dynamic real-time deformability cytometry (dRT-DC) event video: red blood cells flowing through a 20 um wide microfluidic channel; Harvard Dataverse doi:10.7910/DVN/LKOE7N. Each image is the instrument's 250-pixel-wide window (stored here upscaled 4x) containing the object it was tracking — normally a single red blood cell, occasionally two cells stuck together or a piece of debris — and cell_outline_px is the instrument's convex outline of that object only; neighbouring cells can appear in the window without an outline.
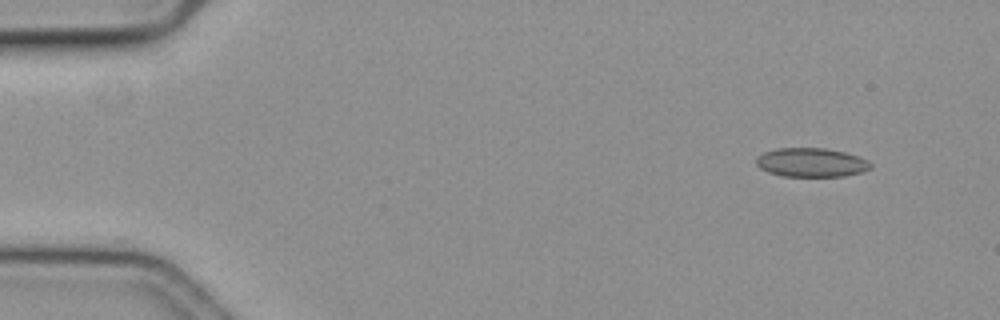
{"species": "common noctule bat (a hibernating species)", "species_latin": "Nyctalus noctula", "temperature_condition": "cold", "stored_images_in_passage": 53, "camera_frame_rate_fps": 3000, "um_per_image_px": 0.085, "animal": {"sex": "female", "body_mass_g": 19.3, "forearm_length_mm": 54.1}, "frame": {"image": 1, "passage_image": 1, "time_ms": 0.0, "image_size_px": [1000, 320], "cell_outline_px": [[872, 168], [860, 172], [844, 176], [784, 176], [768, 172], [760, 168], [756, 164], [756, 156], [764, 152], [776, 148], [824, 148], [844, 152], [868, 160], [872, 164]], "centroid_in_image_um": [68.94, 13.81], "position_along_channel_um": 16.1, "area_um2": 19.25}}
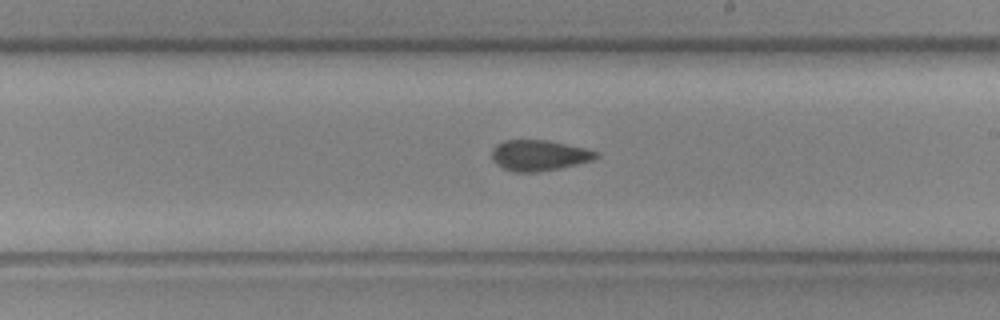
{"frame": {"image": 2, "passage_image": 29, "time_ms": 9.333, "image_size_px": [1000, 320], "cell_outline_px": [[600, 156], [592, 160], [560, 168], [536, 172], [516, 172], [504, 168], [496, 164], [492, 160], [492, 148], [496, 144], [504, 140], [548, 140], [584, 148], [596, 152]], "centroid_in_image_um": [45.78, 13.2], "position_along_channel_um": 243.2, "area_um2": 18.55}}
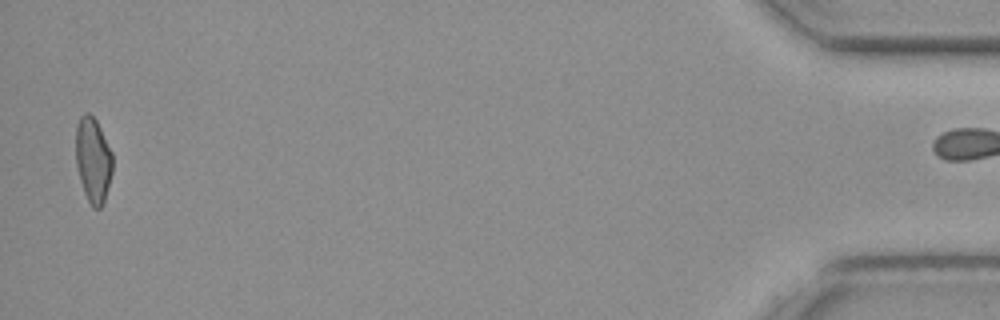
{"frame": {"image": 3, "passage_image": 52, "time_ms": 17.0, "image_size_px": [1000, 320], "cell_outline_px": [[112, 172], [104, 204], [100, 208], [92, 208], [84, 192], [80, 180], [76, 164], [76, 128], [80, 116], [84, 112], [88, 112], [96, 120], [112, 152]], "centroid_in_image_um": [7.91, 13.61], "position_along_channel_um": 427.3, "area_um2": 18.26}, "authors_computed_cell_mechanics": {"area_um2": 18.6694, "velocity_mm_per_s": 3.6403, "shape_relaxation_time_tau1_ms": null, "shape_relaxation_time_tau2_ms": 7.1874, "deformation_change_tau1": null, "deformation_change_tau2": 0.1129}}